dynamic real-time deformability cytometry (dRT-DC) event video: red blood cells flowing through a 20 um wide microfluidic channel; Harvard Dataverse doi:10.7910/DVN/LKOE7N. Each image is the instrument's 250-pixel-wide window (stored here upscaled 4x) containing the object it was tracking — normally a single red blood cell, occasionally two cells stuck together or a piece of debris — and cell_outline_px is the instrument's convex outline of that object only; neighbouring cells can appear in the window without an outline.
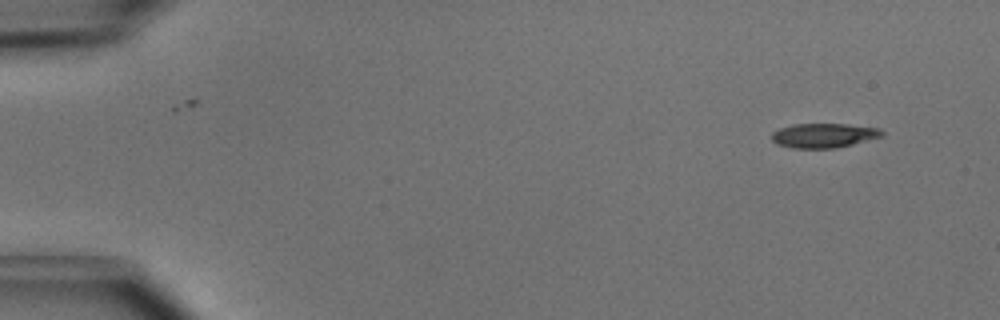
{"species": "common noctule bat (a hibernating species)", "species_latin": "Nyctalus noctula", "temperature_condition": "cold", "stored_images_in_passage": 2, "camera_frame_rate_fps": 3000, "um_per_image_px": 0.085, "animal": {"sex": "male", "body_mass_g": 15.6}, "frame": {"image": 1, "passage_image": 2, "time_ms": 0.333, "image_size_px": [1000, 320], "cell_outline_px": [[884, 136], [836, 148], [792, 148], [776, 144], [772, 140], [772, 132], [780, 128], [792, 124], [848, 124], [880, 128], [884, 132]], "centroid_in_image_um": [70.03, 11.51], "position_along_channel_um": 15.0, "area_um2": 15.78}}